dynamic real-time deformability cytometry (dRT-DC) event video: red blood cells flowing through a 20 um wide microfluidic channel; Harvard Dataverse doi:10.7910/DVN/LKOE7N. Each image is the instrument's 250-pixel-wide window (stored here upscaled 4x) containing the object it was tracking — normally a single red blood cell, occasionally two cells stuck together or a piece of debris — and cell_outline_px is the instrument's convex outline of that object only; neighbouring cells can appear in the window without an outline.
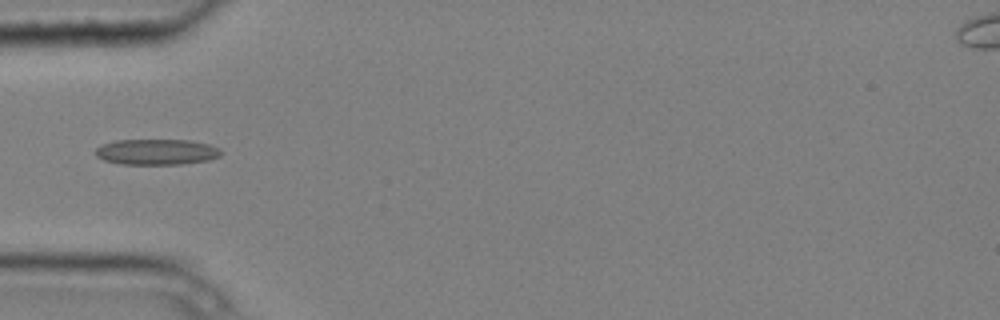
{"species": "common noctule bat (a hibernating species)", "species_latin": "Nyctalus noctula", "temperature_condition": "cold", "stored_images_in_passage": 5, "camera_frame_rate_fps": 3000, "um_per_image_px": 0.085, "animal": {"sex": "male", "body_mass_g": 20.4}, "frame": {"image": 1, "passage_image": 2, "time_ms": 0.333, "image_size_px": [1000, 320], "cell_outline_px": [[224, 152], [220, 156], [208, 160], [180, 164], [120, 164], [104, 160], [96, 156], [96, 148], [100, 144], [116, 140], [188, 140], [208, 144], [220, 148]], "centroid_in_image_um": [13.31, 12.91], "position_along_channel_um": 71.7, "area_um2": 18.9}}
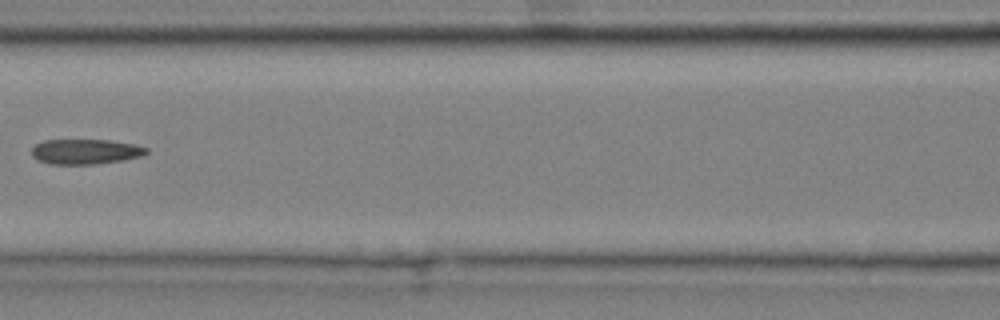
{"frame": {"image": 2, "passage_image": 4, "time_ms": 1.0, "image_size_px": [1000, 320], "cell_outline_px": [[148, 152], [144, 156], [124, 160], [96, 164], [48, 164], [36, 160], [32, 156], [32, 148], [36, 144], [44, 140], [112, 140], [136, 144], [148, 148]], "centroid_in_image_um": [7.29, 12.89], "position_along_channel_um": 159.3, "area_um2": 17.05}}
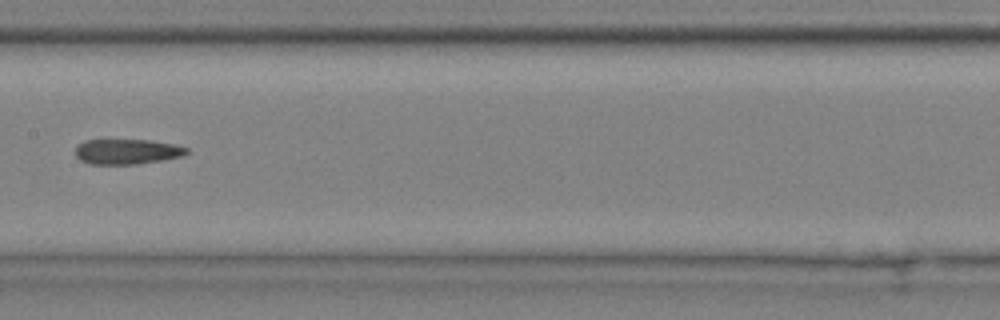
{"frame": {"image": 3, "passage_image": 5, "time_ms": 1.333, "image_size_px": [1000, 320], "cell_outline_px": [[188, 152], [184, 156], [164, 160], [136, 164], [88, 164], [80, 160], [76, 156], [76, 144], [84, 140], [152, 140], [176, 144], [188, 148]], "centroid_in_image_um": [10.81, 12.88], "position_along_channel_um": 196.6, "area_um2": 16.59}}